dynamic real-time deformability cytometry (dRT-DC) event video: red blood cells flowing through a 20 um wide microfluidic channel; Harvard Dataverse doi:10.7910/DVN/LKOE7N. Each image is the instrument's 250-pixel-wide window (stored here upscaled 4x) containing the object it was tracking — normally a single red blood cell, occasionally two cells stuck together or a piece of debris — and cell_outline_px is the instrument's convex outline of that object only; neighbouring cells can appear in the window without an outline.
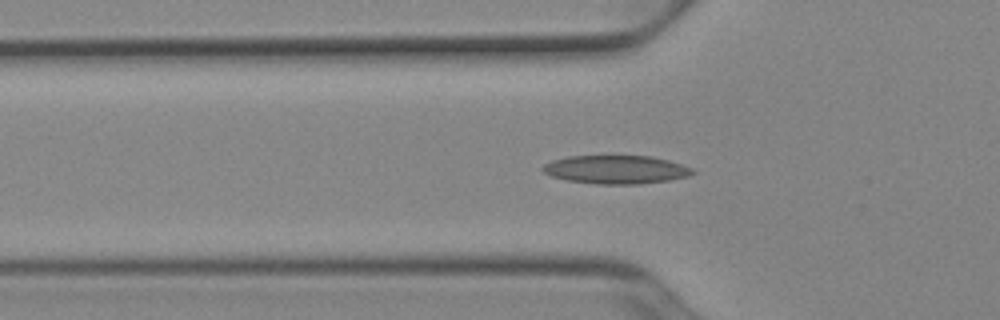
{"species": "Egyptian fruit bat (a non-hibernating species)", "species_latin": "Rousettus aegyptiacus", "temperature_condition": "cold", "stored_images_in_passage": 37, "camera_frame_rate_fps": 3000, "um_per_image_px": 0.085, "animal": {"sex": "female"}, "frame": {"image": 1, "passage_image": 3, "time_ms": 0.667, "image_size_px": [1000, 320], "cell_outline_px": [[696, 172], [688, 176], [668, 180], [640, 184], [596, 184], [568, 180], [552, 176], [544, 172], [540, 168], [544, 164], [552, 160], [568, 156], [652, 156], [668, 160], [692, 168]], "centroid_in_image_um": [52.35, 14.41], "position_along_channel_um": 73.5, "area_um2": 24.74}}
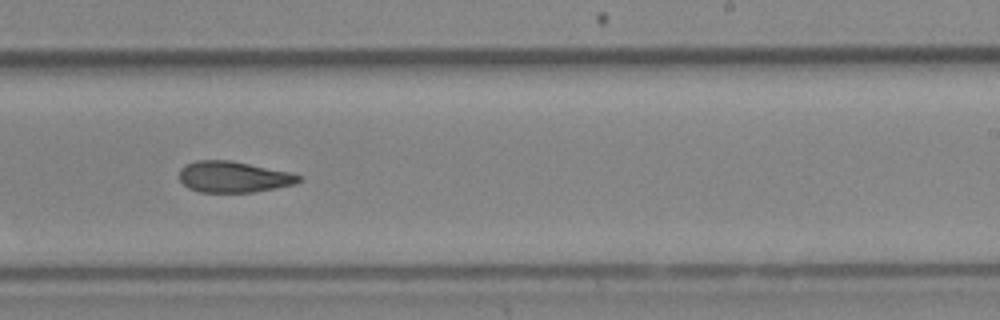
{"frame": {"image": 2, "passage_image": 18, "time_ms": 5.667, "image_size_px": [1000, 320], "cell_outline_px": [[304, 180], [296, 184], [276, 188], [252, 192], [200, 192], [188, 188], [180, 180], [180, 168], [184, 164], [196, 160], [232, 160], [288, 172], [300, 176]], "centroid_in_image_um": [19.84, 15.03], "position_along_channel_um": 269.2, "area_um2": 21.73}}
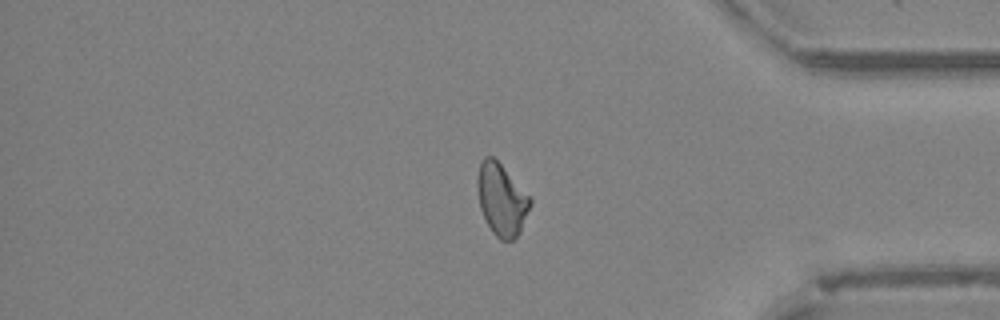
{"frame": {"image": 3, "passage_image": 29, "time_ms": 9.333, "image_size_px": [1000, 320], "cell_outline_px": [[532, 204], [520, 232], [512, 240], [500, 240], [492, 232], [480, 208], [476, 184], [476, 180], [480, 164], [484, 156], [492, 156], [500, 164], [532, 200]], "centroid_in_image_um": [42.62, 16.98], "position_along_channel_um": 392.6, "area_um2": 21.79}, "authors_computed_cell_mechanics": {"area_um2": 22.1952, "velocity_mm_per_s": 3.9266, "shape_relaxation_time_tau1_ms": null, "shape_relaxation_time_tau2_ms": 4.7554, "deformation_change_tau1": null, "deformation_change_tau2": 0.1207}}